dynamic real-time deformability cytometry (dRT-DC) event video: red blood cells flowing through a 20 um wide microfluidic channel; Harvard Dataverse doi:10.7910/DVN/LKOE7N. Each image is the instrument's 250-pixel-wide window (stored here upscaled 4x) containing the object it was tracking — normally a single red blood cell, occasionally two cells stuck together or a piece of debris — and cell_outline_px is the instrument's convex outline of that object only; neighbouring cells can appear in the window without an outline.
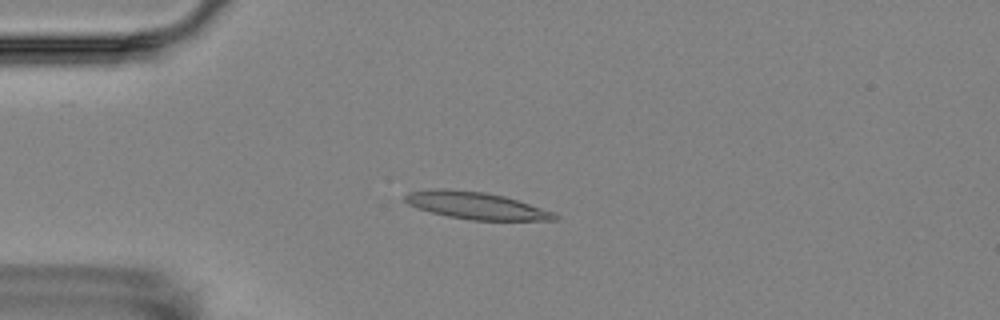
{"species": "Egyptian fruit bat (a non-hibernating species)", "species_latin": "Rousettus aegyptiacus", "temperature_condition": "room temperature", "stored_images_in_passage": 10, "camera_frame_rate_fps": 3000, "um_per_image_px": 0.085, "animal": {"sex": "female"}, "frame": {"image": 1, "passage_image": 4, "time_ms": 3.667, "image_size_px": [1000, 320], "cell_outline_px": [[560, 220], [468, 220], [448, 216], [416, 208], [408, 204], [404, 200], [404, 196], [408, 192], [436, 188], [444, 188], [484, 192], [504, 196], [556, 212], [560, 216]], "centroid_in_image_um": [40.49, 17.47], "position_along_channel_um": 44.5, "area_um2": 23.81}}
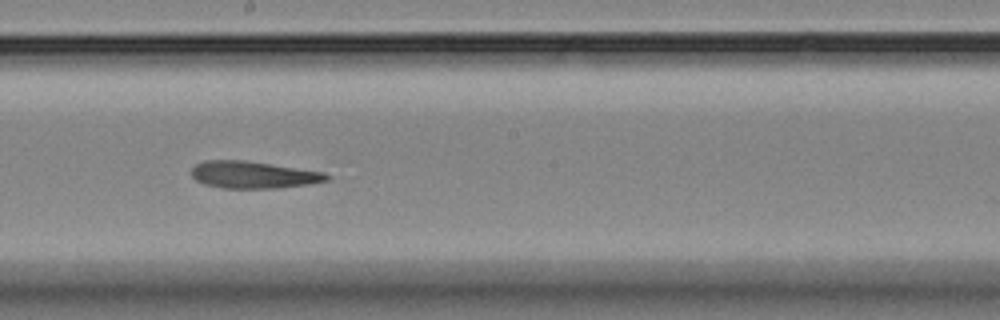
{"frame": {"image": 2, "passage_image": 9, "time_ms": 9.333, "image_size_px": [1000, 320], "cell_outline_px": [[332, 180], [308, 184], [280, 188], [224, 188], [204, 184], [196, 180], [192, 176], [192, 168], [196, 164], [208, 160], [244, 160], [324, 172], [332, 176]], "centroid_in_image_um": [21.58, 14.86], "position_along_channel_um": 226.6, "area_um2": 21.33}}
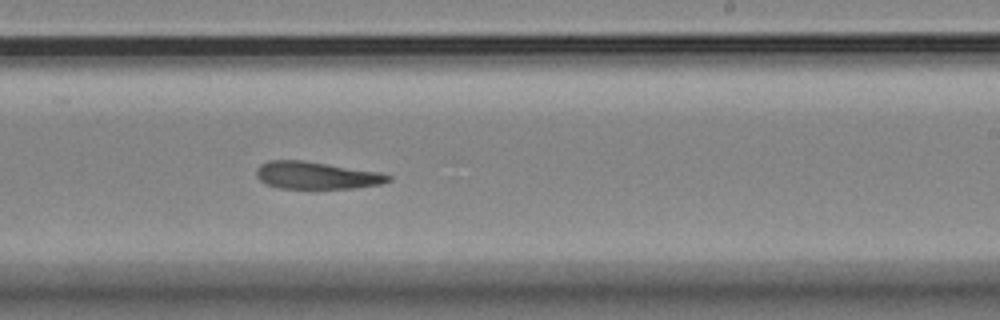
{"frame": {"image": 3, "passage_image": 10, "time_ms": 10.333, "image_size_px": [1000, 320], "cell_outline_px": [[392, 180], [380, 184], [352, 188], [280, 188], [268, 184], [260, 180], [256, 176], [256, 168], [260, 164], [268, 160], [304, 160], [380, 172], [392, 176]], "centroid_in_image_um": [26.89, 14.89], "position_along_channel_um": 262.1, "area_um2": 20.98}}